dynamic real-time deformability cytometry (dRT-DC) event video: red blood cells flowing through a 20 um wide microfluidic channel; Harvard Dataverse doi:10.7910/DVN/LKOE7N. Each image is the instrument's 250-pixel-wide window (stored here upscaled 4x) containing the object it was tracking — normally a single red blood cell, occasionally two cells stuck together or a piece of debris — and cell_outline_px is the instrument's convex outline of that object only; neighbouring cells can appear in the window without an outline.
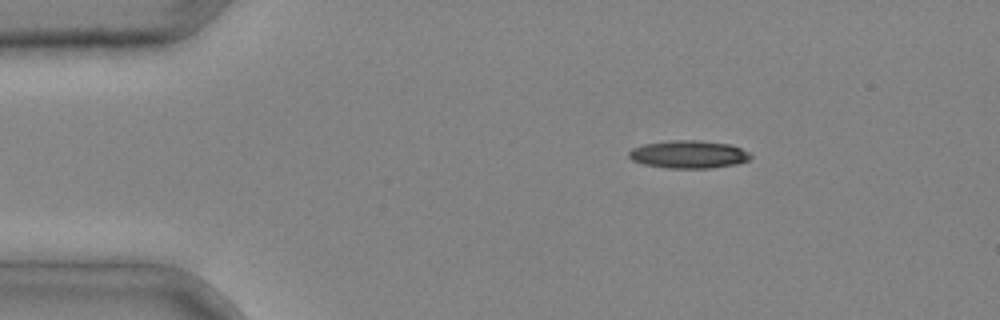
{"species": "common noctule bat (a hibernating species)", "species_latin": "Nyctalus noctula", "temperature_condition": "cold", "stored_images_in_passage": 2, "camera_frame_rate_fps": 3000, "um_per_image_px": 0.085, "animal": {"sex": "male", "body_mass_g": 20.4}, "frame": {"image": 1, "passage_image": 1, "time_ms": 0.0, "image_size_px": [1000, 320], "cell_outline_px": [[752, 156], [748, 160], [736, 164], [712, 168], [668, 168], [644, 164], [632, 160], [628, 156], [628, 152], [632, 148], [644, 144], [668, 140], [700, 140], [732, 144], [748, 152]], "centroid_in_image_um": [58.53, 13.11], "position_along_channel_um": 26.5, "area_um2": 19.83}}